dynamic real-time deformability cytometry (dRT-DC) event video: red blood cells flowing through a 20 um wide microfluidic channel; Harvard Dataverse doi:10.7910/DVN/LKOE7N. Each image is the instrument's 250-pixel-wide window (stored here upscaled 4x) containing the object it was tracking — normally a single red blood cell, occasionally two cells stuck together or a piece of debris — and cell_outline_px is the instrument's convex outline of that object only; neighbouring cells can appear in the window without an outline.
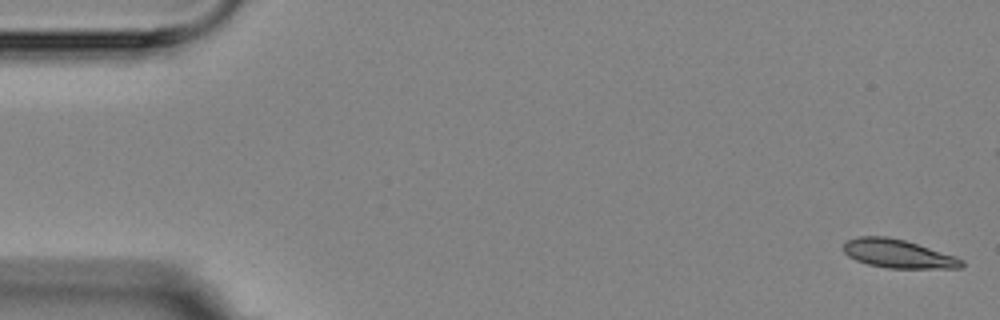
{"species": "Egyptian fruit bat (a non-hibernating species)", "species_latin": "Rousettus aegyptiacus", "temperature_condition": "room temperature", "stored_images_in_passage": 6, "camera_frame_rate_fps": 3000, "um_per_image_px": 0.085, "animal": {"sex": "female"}, "frame": {"image": 1, "passage_image": 1, "time_ms": 0.0, "image_size_px": [1000, 320], "cell_outline_px": [[964, 264], [960, 268], [888, 268], [868, 264], [856, 260], [848, 256], [844, 252], [844, 244], [848, 240], [860, 236], [884, 236], [904, 240], [956, 256], [964, 260]], "centroid_in_image_um": [76.35, 21.57], "position_along_channel_um": 8.7, "area_um2": 19.48}}
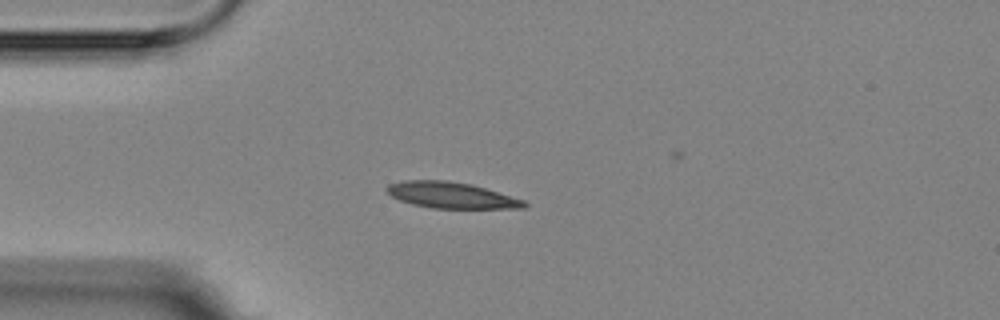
{"frame": {"image": 2, "passage_image": 5, "time_ms": 4.333, "image_size_px": [1000, 320], "cell_outline_px": [[528, 204], [524, 208], [432, 208], [412, 204], [400, 200], [392, 196], [384, 188], [388, 184], [404, 180], [444, 180], [472, 184], [524, 200]], "centroid_in_image_um": [38.33, 16.59], "position_along_channel_um": 46.7, "area_um2": 20.81}}